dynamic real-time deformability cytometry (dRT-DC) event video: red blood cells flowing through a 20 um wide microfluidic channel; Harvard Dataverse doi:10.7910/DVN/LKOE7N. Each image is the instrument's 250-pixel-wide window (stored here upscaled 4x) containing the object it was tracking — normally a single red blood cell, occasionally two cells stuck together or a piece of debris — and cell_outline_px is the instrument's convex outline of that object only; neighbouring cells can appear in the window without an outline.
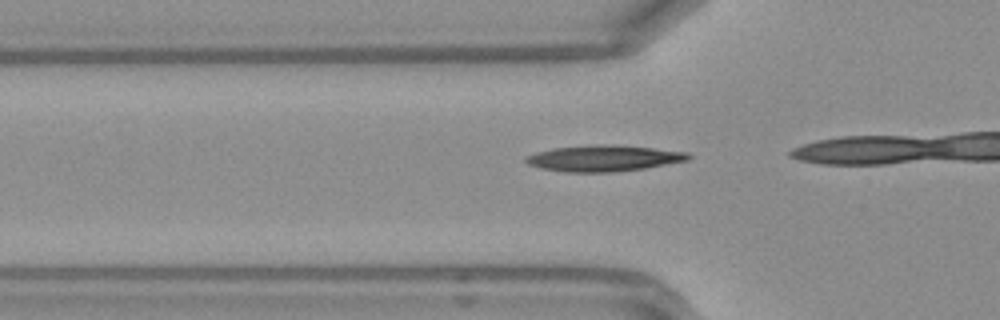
{"species": "Egyptian fruit bat (a non-hibernating species)", "species_latin": "Rousettus aegyptiacus", "temperature_condition": "warm", "stored_images_in_passage": 6, "camera_frame_rate_fps": 3000, "um_per_image_px": 0.085, "frame": {"image": 1, "passage_image": 2, "time_ms": 0.333, "image_size_px": [1000, 320], "cell_outline_px": [[692, 156], [688, 160], [644, 168], [616, 172], [564, 172], [540, 168], [528, 164], [524, 160], [524, 156], [536, 152], [552, 148], [652, 148], [688, 152]], "centroid_in_image_um": [51.27, 13.52], "position_along_channel_um": 74.5, "area_um2": 23.18}}
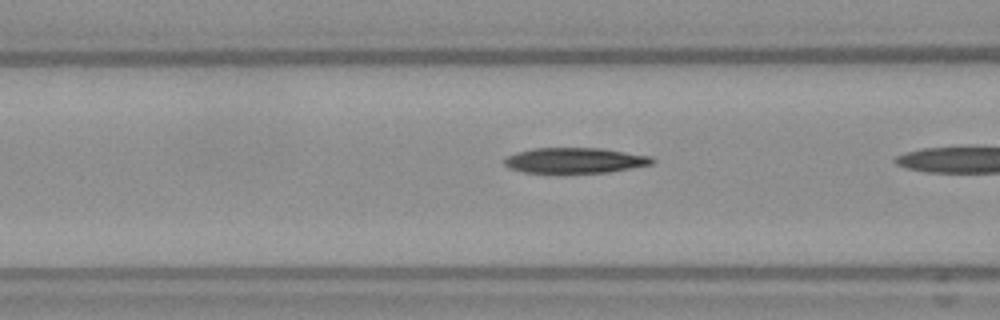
{"frame": {"image": 2, "passage_image": 5, "time_ms": 1.333, "image_size_px": [1000, 320], "cell_outline_px": [[656, 160], [652, 164], [608, 172], [524, 172], [508, 168], [504, 164], [504, 160], [508, 156], [516, 152], [532, 148], [600, 148], [652, 156]], "centroid_in_image_um": [48.87, 13.62], "position_along_channel_um": 117.7, "area_um2": 21.73}}